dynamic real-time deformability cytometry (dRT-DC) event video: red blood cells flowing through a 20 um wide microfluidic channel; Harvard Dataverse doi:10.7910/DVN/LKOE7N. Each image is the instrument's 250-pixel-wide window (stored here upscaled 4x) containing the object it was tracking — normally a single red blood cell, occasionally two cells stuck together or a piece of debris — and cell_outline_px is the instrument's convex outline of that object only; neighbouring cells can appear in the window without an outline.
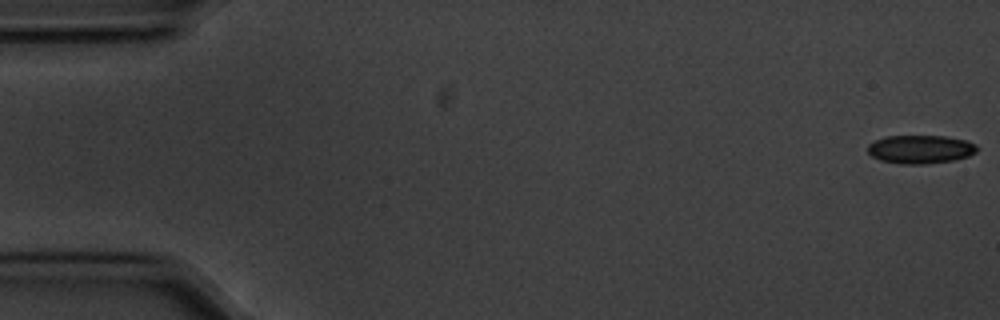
{"species": "common noctule bat (a hibernating species)", "species_latin": "Nyctalus noctula", "temperature_condition": "cold", "stored_images_in_passage": 56, "camera_frame_rate_fps": 3000, "um_per_image_px": 0.085, "animal": {"sex": "male", "body_mass_g": 20.1, "forearm_length_mm": 53.5}, "frame": {"image": 1, "passage_image": 1, "time_ms": 0.0, "image_size_px": [1000, 320], "cell_outline_px": [[976, 152], [968, 156], [952, 160], [924, 164], [904, 164], [880, 160], [872, 156], [868, 152], [868, 144], [876, 140], [888, 136], [944, 136], [964, 140], [976, 144]], "centroid_in_image_um": [78.22, 12.69], "position_along_channel_um": 6.8, "area_um2": 17.86}}
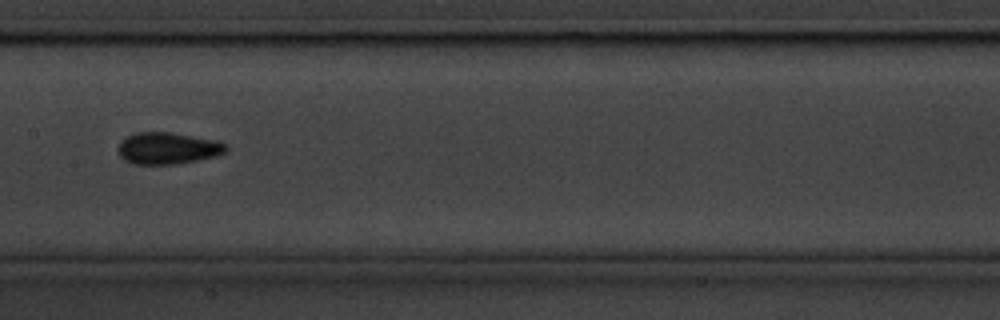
{"frame": {"image": 2, "passage_image": 28, "time_ms": 9.0, "image_size_px": [1000, 320], "cell_outline_px": [[228, 148], [224, 152], [216, 156], [176, 164], [132, 164], [124, 160], [120, 156], [116, 148], [120, 140], [136, 132], [172, 132], [216, 140], [228, 144]], "centroid_in_image_um": [14.23, 12.59], "position_along_channel_um": 193.2, "area_um2": 20.17}}
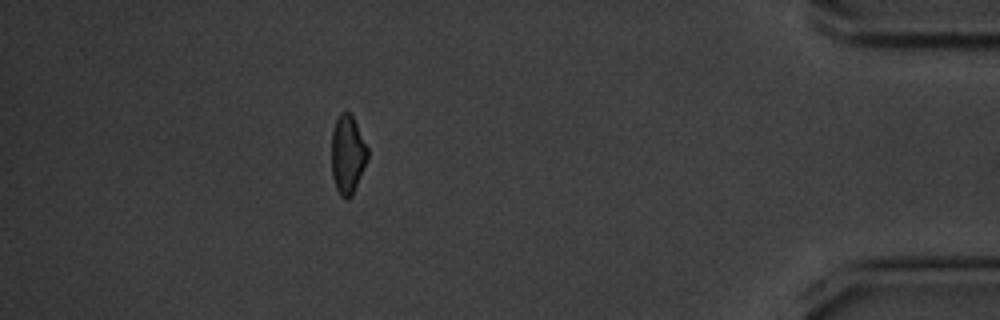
{"frame": {"image": 3, "passage_image": 50, "time_ms": 16.333, "image_size_px": [1000, 320], "cell_outline_px": [[368, 160], [352, 196], [348, 200], [340, 196], [336, 188], [332, 176], [332, 128], [340, 112], [348, 112], [352, 116], [368, 148]], "centroid_in_image_um": [29.55, 13.17], "position_along_channel_um": 405.7, "area_um2": 16.59}, "authors_computed_cell_mechanics": {"area_um2": 18.2648, "velocity_mm_per_s": 3.5662, "shape_relaxation_time_tau1_ms": 2.3623, "shape_relaxation_time_tau2_ms": null, "deformation_change_tau1": 0.0638, "deformation_change_tau2": null}}